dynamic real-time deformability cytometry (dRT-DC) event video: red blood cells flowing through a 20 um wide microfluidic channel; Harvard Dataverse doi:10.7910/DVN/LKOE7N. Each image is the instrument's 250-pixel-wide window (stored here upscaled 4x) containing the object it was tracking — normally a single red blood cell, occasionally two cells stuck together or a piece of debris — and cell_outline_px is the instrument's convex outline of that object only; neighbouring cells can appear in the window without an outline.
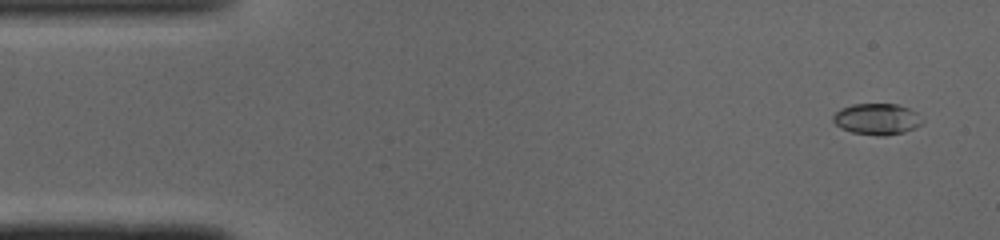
{"species": "common noctule bat (a hibernating species)", "species_latin": "Nyctalus noctula", "temperature_condition": "cold", "stored_images_in_passage": 49, "camera_frame_rate_fps": 3000, "um_per_image_px": 0.085, "animal": {"sex": "male", "body_mass_g": 19.0, "forearm_length_mm": 50.8}, "frame": {"image": 1, "passage_image": 3, "time_ms": 0.667, "image_size_px": [1000, 240], "cell_outline_px": [[924, 120], [916, 128], [904, 132], [884, 136], [880, 136], [852, 132], [840, 128], [832, 120], [832, 116], [840, 108], [852, 104], [896, 104], [908, 108], [916, 112]], "centroid_in_image_um": [74.53, 10.12], "position_along_channel_um": 10.5, "area_um2": 16.3}}
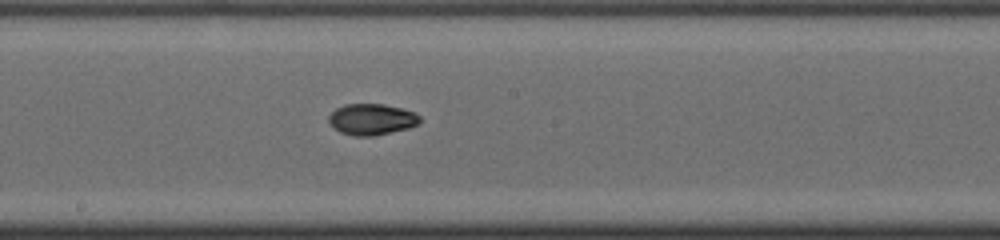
{"frame": {"image": 2, "passage_image": 26, "time_ms": 8.333, "image_size_px": [1000, 240], "cell_outline_px": [[420, 124], [408, 128], [372, 136], [352, 136], [340, 132], [332, 128], [328, 120], [328, 116], [336, 108], [344, 104], [384, 104], [400, 108], [412, 112], [420, 116]], "centroid_in_image_um": [31.55, 10.15], "position_along_channel_um": 216.6, "area_um2": 16.59}}
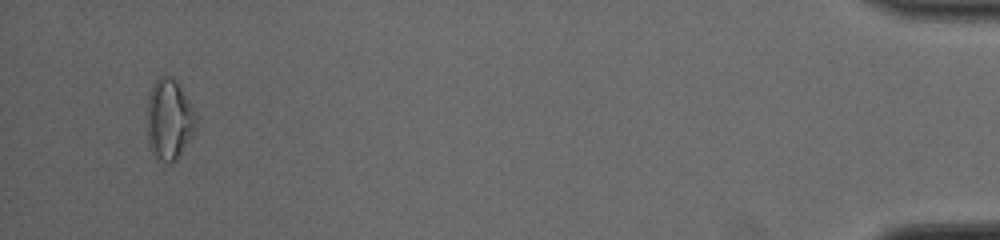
{"frame": {"image": 3, "passage_image": 47, "time_ms": 15.333, "image_size_px": [1000, 240], "cell_outline_px": [[196, 124], [192, 132], [176, 160], [172, 164], [168, 164], [160, 160], [152, 152], [148, 144], [148, 96], [152, 84], [160, 76], [168, 76], [176, 80], [196, 112]], "centroid_in_image_um": [14.36, 10.14], "position_along_channel_um": 420.8, "area_um2": 22.66}, "authors_computed_cell_mechanics": {"area_um2": 16.473, "velocity_mm_per_s": 4.1151, "shape_relaxation_time_tau1_ms": 4.6079, "shape_relaxation_time_tau2_ms": 3.2551, "deformation_change_tau1": 0.1438, "deformation_change_tau2": 0.0586}}